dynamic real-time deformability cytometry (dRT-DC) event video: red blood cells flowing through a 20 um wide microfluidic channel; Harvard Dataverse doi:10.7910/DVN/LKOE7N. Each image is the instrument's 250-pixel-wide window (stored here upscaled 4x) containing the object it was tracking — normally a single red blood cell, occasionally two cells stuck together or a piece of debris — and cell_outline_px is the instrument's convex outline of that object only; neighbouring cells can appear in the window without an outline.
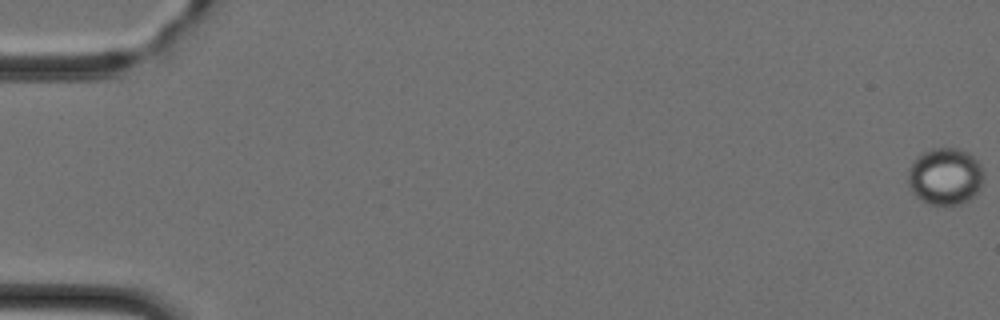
{"species": "Egyptian fruit bat (a non-hibernating species)", "species_latin": "Rousettus aegyptiacus", "temperature_condition": "cold", "stored_images_in_passage": 47, "camera_frame_rate_fps": 3000, "um_per_image_px": 0.085, "animal": {"sex": "female"}, "frame": {"image": 1, "passage_image": 1, "time_ms": 0.0, "image_size_px": [1000, 320], "cell_outline_px": [[984, 180], [980, 188], [968, 200], [960, 204], [944, 208], [928, 204], [920, 200], [908, 188], [908, 168], [912, 160], [916, 156], [932, 148], [960, 148], [968, 152], [980, 164], [984, 172]], "centroid_in_image_um": [80.32, 15.02], "position_along_channel_um": 4.7, "area_um2": 25.89}}
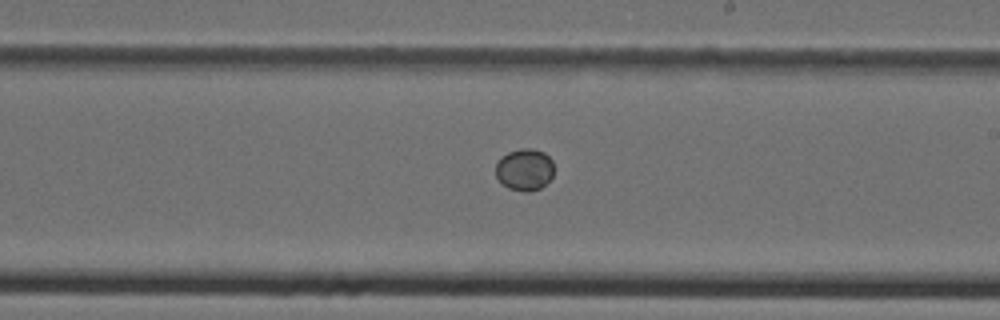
{"frame": {"image": 2, "passage_image": 29, "time_ms": 9.333, "image_size_px": [1000, 320], "cell_outline_px": [[552, 176], [540, 188], [528, 192], [524, 192], [508, 188], [496, 176], [496, 160], [500, 156], [508, 152], [520, 148], [532, 148], [544, 152], [552, 160]], "centroid_in_image_um": [44.56, 14.39], "position_along_channel_um": 244.4, "area_um2": 14.22}}
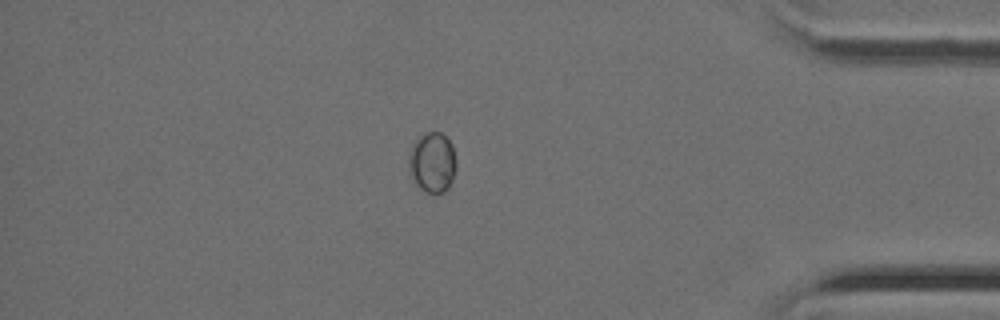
{"frame": {"image": 3, "passage_image": 42, "time_ms": 13.667, "image_size_px": [1000, 320], "cell_outline_px": [[456, 168], [452, 180], [448, 188], [444, 192], [424, 192], [412, 180], [408, 172], [408, 156], [412, 144], [420, 136], [428, 132], [440, 132], [452, 144], [456, 160]], "centroid_in_image_um": [36.73, 13.81], "position_along_channel_um": 398.5, "area_um2": 16.82}}